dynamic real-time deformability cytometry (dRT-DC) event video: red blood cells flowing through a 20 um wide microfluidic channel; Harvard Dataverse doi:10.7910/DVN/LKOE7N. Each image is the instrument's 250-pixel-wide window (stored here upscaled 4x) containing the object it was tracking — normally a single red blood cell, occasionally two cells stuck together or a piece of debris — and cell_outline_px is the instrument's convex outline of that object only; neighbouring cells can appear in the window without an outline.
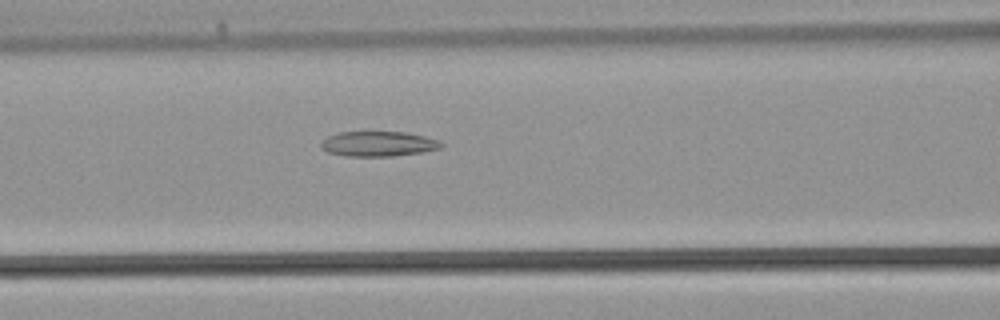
{"species": "common noctule bat (a hibernating species)", "species_latin": "Nyctalus noctula", "temperature_condition": "warm", "stored_images_in_passage": 34, "camera_frame_rate_fps": 3000, "um_per_image_px": 0.085, "animal": {"sex": "male", "body_mass_g": 21.5, "forearm_length_mm": 52.0}, "frame": {"image": 1, "passage_image": 11, "time_ms": 3.333, "image_size_px": [1000, 320], "cell_outline_px": [[444, 144], [440, 148], [420, 152], [388, 156], [348, 156], [328, 152], [320, 144], [328, 136], [340, 132], [404, 132], [424, 136], [440, 140]], "centroid_in_image_um": [32.18, 12.22], "position_along_channel_um": 134.4, "area_um2": 17.22}}
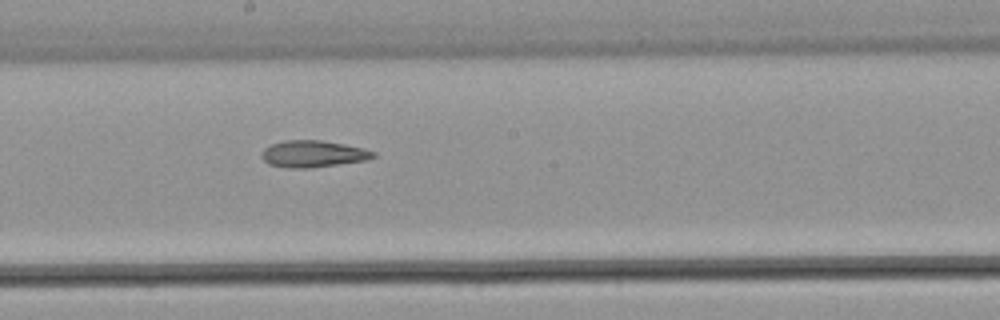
{"frame": {"image": 2, "passage_image": 16, "time_ms": 5.0, "image_size_px": [1000, 320], "cell_outline_px": [[376, 156], [368, 160], [308, 168], [288, 168], [268, 164], [260, 156], [260, 152], [264, 148], [272, 144], [284, 140], [320, 140], [344, 144], [364, 148], [376, 152]], "centroid_in_image_um": [26.6, 13.08], "position_along_channel_um": 221.6, "area_um2": 17.51}}
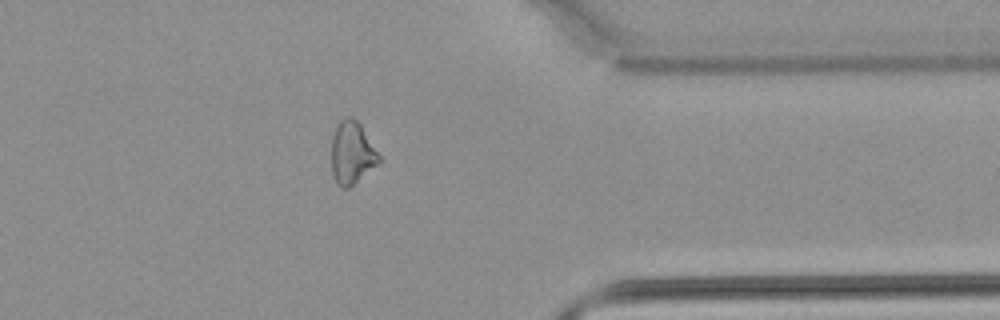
{"frame": {"image": 3, "passage_image": 26, "time_ms": 8.333, "image_size_px": [1000, 320], "cell_outline_px": [[380, 164], [348, 188], [340, 188], [336, 184], [332, 172], [332, 136], [336, 124], [344, 116], [352, 116], [360, 124], [380, 156]], "centroid_in_image_um": [29.91, 13.0], "position_along_channel_um": 381.5, "area_um2": 17.51}}